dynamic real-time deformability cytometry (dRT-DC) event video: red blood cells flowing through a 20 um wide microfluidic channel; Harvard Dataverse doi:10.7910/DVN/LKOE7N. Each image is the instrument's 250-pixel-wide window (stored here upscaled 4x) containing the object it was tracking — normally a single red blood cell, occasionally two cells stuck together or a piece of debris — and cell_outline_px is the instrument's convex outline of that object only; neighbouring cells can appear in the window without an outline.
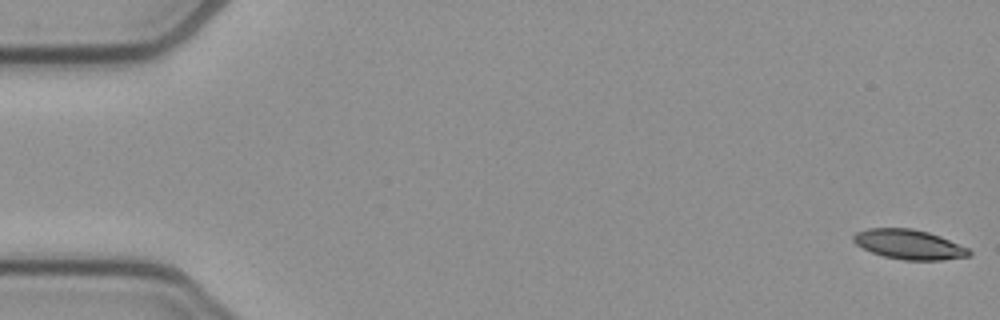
{"species": "common noctule bat (a hibernating species)", "species_latin": "Nyctalus noctula", "temperature_condition": "cold", "stored_images_in_passage": 53, "camera_frame_rate_fps": 3000, "um_per_image_px": 0.085, "animal": {"sex": "female", "body_mass_g": 21.9}, "frame": {"image": 1, "passage_image": 1, "time_ms": 0.0, "image_size_px": [1000, 320], "cell_outline_px": [[972, 256], [940, 260], [904, 260], [884, 256], [872, 252], [856, 244], [852, 240], [852, 236], [856, 232], [868, 228], [912, 228], [928, 232], [940, 236], [968, 248], [972, 252]], "centroid_in_image_um": [77.28, 20.77], "position_along_channel_um": 7.7, "area_um2": 20.0}}
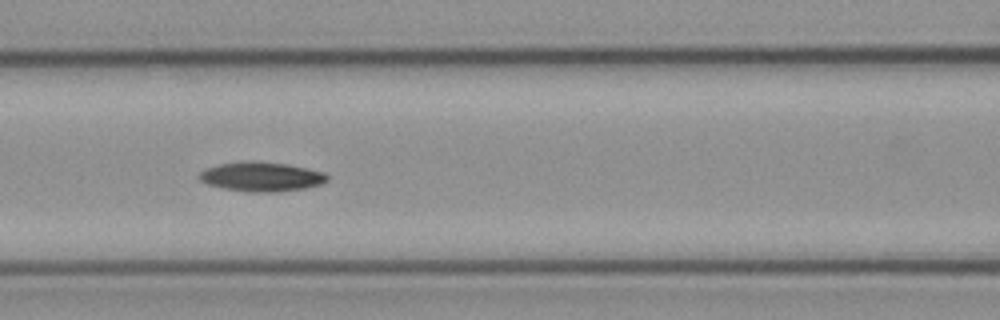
{"frame": {"image": 2, "passage_image": 23, "time_ms": 7.333, "image_size_px": [1000, 320], "cell_outline_px": [[328, 180], [320, 184], [304, 188], [276, 192], [252, 192], [224, 188], [208, 184], [200, 180], [196, 176], [204, 168], [216, 164], [244, 160], [256, 160], [288, 164], [308, 168], [324, 172], [328, 176]], "centroid_in_image_um": [22.18, 14.99], "position_along_channel_um": 144.4, "area_um2": 22.25}}
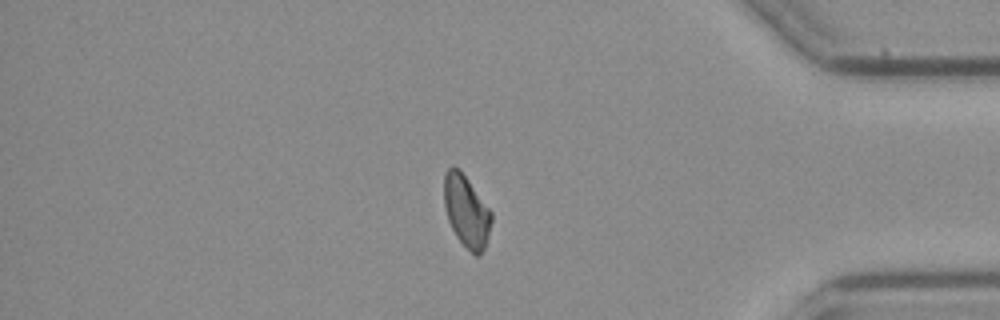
{"frame": {"image": 3, "passage_image": 45, "time_ms": 14.667, "image_size_px": [1000, 320], "cell_outline_px": [[492, 220], [484, 248], [480, 256], [476, 256], [456, 236], [448, 220], [444, 208], [444, 176], [448, 168], [460, 168], [492, 212]], "centroid_in_image_um": [39.64, 17.93], "position_along_channel_um": 395.6, "area_um2": 19.65}, "authors_computed_cell_mechanics": {"area_um2": 20.6346, "velocity_mm_per_s": 3.8594, "shape_relaxation_time_tau1_ms": 10.1794, "shape_relaxation_time_tau2_ms": null, "deformation_change_tau1": 0.1696, "deformation_change_tau2": null}}